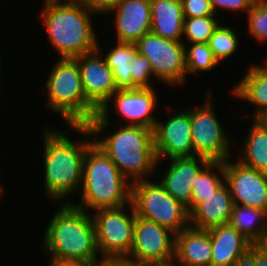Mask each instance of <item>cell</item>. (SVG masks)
Instances as JSON below:
<instances>
[{"label":"cell","mask_w":267,"mask_h":266,"mask_svg":"<svg viewBox=\"0 0 267 266\" xmlns=\"http://www.w3.org/2000/svg\"><path fill=\"white\" fill-rule=\"evenodd\" d=\"M91 215L99 257L103 261H124L133 245L136 214L132 203L119 208L99 209Z\"/></svg>","instance_id":"cell-9"},{"label":"cell","mask_w":267,"mask_h":266,"mask_svg":"<svg viewBox=\"0 0 267 266\" xmlns=\"http://www.w3.org/2000/svg\"><path fill=\"white\" fill-rule=\"evenodd\" d=\"M83 4L88 10L96 13L99 16H103L106 13L115 8L119 0H76Z\"/></svg>","instance_id":"cell-34"},{"label":"cell","mask_w":267,"mask_h":266,"mask_svg":"<svg viewBox=\"0 0 267 266\" xmlns=\"http://www.w3.org/2000/svg\"><path fill=\"white\" fill-rule=\"evenodd\" d=\"M138 53L145 56L152 67L153 77L165 86L180 87L186 83L185 45L182 41L165 39L152 32L136 42Z\"/></svg>","instance_id":"cell-11"},{"label":"cell","mask_w":267,"mask_h":266,"mask_svg":"<svg viewBox=\"0 0 267 266\" xmlns=\"http://www.w3.org/2000/svg\"><path fill=\"white\" fill-rule=\"evenodd\" d=\"M129 74L138 88H153V70L145 56L138 53L131 60Z\"/></svg>","instance_id":"cell-31"},{"label":"cell","mask_w":267,"mask_h":266,"mask_svg":"<svg viewBox=\"0 0 267 266\" xmlns=\"http://www.w3.org/2000/svg\"><path fill=\"white\" fill-rule=\"evenodd\" d=\"M45 82L46 107L70 125H87L98 110L86 99L81 72L74 58H59Z\"/></svg>","instance_id":"cell-6"},{"label":"cell","mask_w":267,"mask_h":266,"mask_svg":"<svg viewBox=\"0 0 267 266\" xmlns=\"http://www.w3.org/2000/svg\"><path fill=\"white\" fill-rule=\"evenodd\" d=\"M1 62H2V59H0V72H1V69H2V68H1V65H2ZM0 76H1V74H0Z\"/></svg>","instance_id":"cell-43"},{"label":"cell","mask_w":267,"mask_h":266,"mask_svg":"<svg viewBox=\"0 0 267 266\" xmlns=\"http://www.w3.org/2000/svg\"><path fill=\"white\" fill-rule=\"evenodd\" d=\"M39 15L48 40L60 58H77L97 49L99 39L92 22L97 14L80 2L44 0Z\"/></svg>","instance_id":"cell-3"},{"label":"cell","mask_w":267,"mask_h":266,"mask_svg":"<svg viewBox=\"0 0 267 266\" xmlns=\"http://www.w3.org/2000/svg\"><path fill=\"white\" fill-rule=\"evenodd\" d=\"M101 52L98 42L95 51L74 58L80 68L86 99L97 110L118 90L112 70Z\"/></svg>","instance_id":"cell-15"},{"label":"cell","mask_w":267,"mask_h":266,"mask_svg":"<svg viewBox=\"0 0 267 266\" xmlns=\"http://www.w3.org/2000/svg\"><path fill=\"white\" fill-rule=\"evenodd\" d=\"M131 203L137 216L164 226L175 234L190 226L187 207L158 181L147 179L132 183Z\"/></svg>","instance_id":"cell-7"},{"label":"cell","mask_w":267,"mask_h":266,"mask_svg":"<svg viewBox=\"0 0 267 266\" xmlns=\"http://www.w3.org/2000/svg\"><path fill=\"white\" fill-rule=\"evenodd\" d=\"M254 261H255V244H252L239 255L237 260L231 266H254Z\"/></svg>","instance_id":"cell-35"},{"label":"cell","mask_w":267,"mask_h":266,"mask_svg":"<svg viewBox=\"0 0 267 266\" xmlns=\"http://www.w3.org/2000/svg\"><path fill=\"white\" fill-rule=\"evenodd\" d=\"M231 160L224 161L223 167L233 204L267 211V174Z\"/></svg>","instance_id":"cell-14"},{"label":"cell","mask_w":267,"mask_h":266,"mask_svg":"<svg viewBox=\"0 0 267 266\" xmlns=\"http://www.w3.org/2000/svg\"><path fill=\"white\" fill-rule=\"evenodd\" d=\"M229 224L252 244L267 243V211L234 205Z\"/></svg>","instance_id":"cell-23"},{"label":"cell","mask_w":267,"mask_h":266,"mask_svg":"<svg viewBox=\"0 0 267 266\" xmlns=\"http://www.w3.org/2000/svg\"><path fill=\"white\" fill-rule=\"evenodd\" d=\"M142 266H176V264L172 261L169 263H156V264H145Z\"/></svg>","instance_id":"cell-39"},{"label":"cell","mask_w":267,"mask_h":266,"mask_svg":"<svg viewBox=\"0 0 267 266\" xmlns=\"http://www.w3.org/2000/svg\"><path fill=\"white\" fill-rule=\"evenodd\" d=\"M114 45L104 58L112 70L117 89H139L129 74L131 60L138 54L136 43L116 42Z\"/></svg>","instance_id":"cell-25"},{"label":"cell","mask_w":267,"mask_h":266,"mask_svg":"<svg viewBox=\"0 0 267 266\" xmlns=\"http://www.w3.org/2000/svg\"><path fill=\"white\" fill-rule=\"evenodd\" d=\"M68 128L73 129L74 133L78 132V135L80 133L84 138L80 142L71 140L66 129H63V132L50 127H44L42 134L44 189L47 198L57 204L59 201L71 203L69 197L79 192L85 154L94 143L87 125H68Z\"/></svg>","instance_id":"cell-1"},{"label":"cell","mask_w":267,"mask_h":266,"mask_svg":"<svg viewBox=\"0 0 267 266\" xmlns=\"http://www.w3.org/2000/svg\"><path fill=\"white\" fill-rule=\"evenodd\" d=\"M218 16H204V17H185L183 25V44L193 43H208L209 38L214 31L220 25V22L216 18ZM185 38L189 41L185 43Z\"/></svg>","instance_id":"cell-28"},{"label":"cell","mask_w":267,"mask_h":266,"mask_svg":"<svg viewBox=\"0 0 267 266\" xmlns=\"http://www.w3.org/2000/svg\"><path fill=\"white\" fill-rule=\"evenodd\" d=\"M156 92L154 87L117 90L87 124L91 134H104L106 128L111 126L109 110L113 102V110H116L125 122L127 121L124 125L142 126L153 130L157 121L153 112L157 109L159 100Z\"/></svg>","instance_id":"cell-8"},{"label":"cell","mask_w":267,"mask_h":266,"mask_svg":"<svg viewBox=\"0 0 267 266\" xmlns=\"http://www.w3.org/2000/svg\"><path fill=\"white\" fill-rule=\"evenodd\" d=\"M130 183L113 161L94 143L87 149L80 186L81 201L71 204L90 212L119 208L131 202Z\"/></svg>","instance_id":"cell-4"},{"label":"cell","mask_w":267,"mask_h":266,"mask_svg":"<svg viewBox=\"0 0 267 266\" xmlns=\"http://www.w3.org/2000/svg\"><path fill=\"white\" fill-rule=\"evenodd\" d=\"M3 190L4 188L2 187V184L0 183V198H1V194L4 192Z\"/></svg>","instance_id":"cell-41"},{"label":"cell","mask_w":267,"mask_h":266,"mask_svg":"<svg viewBox=\"0 0 267 266\" xmlns=\"http://www.w3.org/2000/svg\"><path fill=\"white\" fill-rule=\"evenodd\" d=\"M212 246L208 230L191 226L175 234L176 266H211Z\"/></svg>","instance_id":"cell-19"},{"label":"cell","mask_w":267,"mask_h":266,"mask_svg":"<svg viewBox=\"0 0 267 266\" xmlns=\"http://www.w3.org/2000/svg\"><path fill=\"white\" fill-rule=\"evenodd\" d=\"M233 206L230 189L224 182L189 212L190 226L200 230H209L213 227L228 224Z\"/></svg>","instance_id":"cell-18"},{"label":"cell","mask_w":267,"mask_h":266,"mask_svg":"<svg viewBox=\"0 0 267 266\" xmlns=\"http://www.w3.org/2000/svg\"><path fill=\"white\" fill-rule=\"evenodd\" d=\"M118 127V130L104 138L92 135L94 144L113 161L130 183L152 177L159 167L153 130L122 124Z\"/></svg>","instance_id":"cell-5"},{"label":"cell","mask_w":267,"mask_h":266,"mask_svg":"<svg viewBox=\"0 0 267 266\" xmlns=\"http://www.w3.org/2000/svg\"><path fill=\"white\" fill-rule=\"evenodd\" d=\"M249 127L237 161L267 174V129L254 119Z\"/></svg>","instance_id":"cell-24"},{"label":"cell","mask_w":267,"mask_h":266,"mask_svg":"<svg viewBox=\"0 0 267 266\" xmlns=\"http://www.w3.org/2000/svg\"><path fill=\"white\" fill-rule=\"evenodd\" d=\"M151 32L173 41H182L184 14L181 0H150Z\"/></svg>","instance_id":"cell-21"},{"label":"cell","mask_w":267,"mask_h":266,"mask_svg":"<svg viewBox=\"0 0 267 266\" xmlns=\"http://www.w3.org/2000/svg\"><path fill=\"white\" fill-rule=\"evenodd\" d=\"M93 266H117V261H103Z\"/></svg>","instance_id":"cell-38"},{"label":"cell","mask_w":267,"mask_h":266,"mask_svg":"<svg viewBox=\"0 0 267 266\" xmlns=\"http://www.w3.org/2000/svg\"><path fill=\"white\" fill-rule=\"evenodd\" d=\"M175 233L136 215L133 245L124 262L132 265L169 263L174 260Z\"/></svg>","instance_id":"cell-12"},{"label":"cell","mask_w":267,"mask_h":266,"mask_svg":"<svg viewBox=\"0 0 267 266\" xmlns=\"http://www.w3.org/2000/svg\"><path fill=\"white\" fill-rule=\"evenodd\" d=\"M160 185L177 201L188 207L192 201V184L197 176L212 162L201 156L169 159Z\"/></svg>","instance_id":"cell-17"},{"label":"cell","mask_w":267,"mask_h":266,"mask_svg":"<svg viewBox=\"0 0 267 266\" xmlns=\"http://www.w3.org/2000/svg\"><path fill=\"white\" fill-rule=\"evenodd\" d=\"M234 97L254 105L253 119L267 109V69L259 64H250L247 72L234 87Z\"/></svg>","instance_id":"cell-22"},{"label":"cell","mask_w":267,"mask_h":266,"mask_svg":"<svg viewBox=\"0 0 267 266\" xmlns=\"http://www.w3.org/2000/svg\"><path fill=\"white\" fill-rule=\"evenodd\" d=\"M187 75L213 70L219 62L214 58L208 43H193L185 45Z\"/></svg>","instance_id":"cell-27"},{"label":"cell","mask_w":267,"mask_h":266,"mask_svg":"<svg viewBox=\"0 0 267 266\" xmlns=\"http://www.w3.org/2000/svg\"><path fill=\"white\" fill-rule=\"evenodd\" d=\"M106 14L115 15L116 42L136 43L151 32L150 0H119Z\"/></svg>","instance_id":"cell-16"},{"label":"cell","mask_w":267,"mask_h":266,"mask_svg":"<svg viewBox=\"0 0 267 266\" xmlns=\"http://www.w3.org/2000/svg\"><path fill=\"white\" fill-rule=\"evenodd\" d=\"M216 15H220L219 11L241 12L247 13L256 0H209ZM219 13V14H218Z\"/></svg>","instance_id":"cell-33"},{"label":"cell","mask_w":267,"mask_h":266,"mask_svg":"<svg viewBox=\"0 0 267 266\" xmlns=\"http://www.w3.org/2000/svg\"><path fill=\"white\" fill-rule=\"evenodd\" d=\"M254 120L260 124L264 129H267V109L260 112Z\"/></svg>","instance_id":"cell-37"},{"label":"cell","mask_w":267,"mask_h":266,"mask_svg":"<svg viewBox=\"0 0 267 266\" xmlns=\"http://www.w3.org/2000/svg\"><path fill=\"white\" fill-rule=\"evenodd\" d=\"M225 182L223 162H211L192 184V201L187 207L190 212Z\"/></svg>","instance_id":"cell-26"},{"label":"cell","mask_w":267,"mask_h":266,"mask_svg":"<svg viewBox=\"0 0 267 266\" xmlns=\"http://www.w3.org/2000/svg\"><path fill=\"white\" fill-rule=\"evenodd\" d=\"M206 94L202 106L191 108V139L194 156H201L212 162H224L232 158L233 143L214 111L213 94L211 92Z\"/></svg>","instance_id":"cell-10"},{"label":"cell","mask_w":267,"mask_h":266,"mask_svg":"<svg viewBox=\"0 0 267 266\" xmlns=\"http://www.w3.org/2000/svg\"><path fill=\"white\" fill-rule=\"evenodd\" d=\"M247 14L248 32L258 43L267 42V0H256Z\"/></svg>","instance_id":"cell-30"},{"label":"cell","mask_w":267,"mask_h":266,"mask_svg":"<svg viewBox=\"0 0 267 266\" xmlns=\"http://www.w3.org/2000/svg\"><path fill=\"white\" fill-rule=\"evenodd\" d=\"M45 229L41 242L48 255V266H91L103 262L98 258L91 213L71 203H60Z\"/></svg>","instance_id":"cell-2"},{"label":"cell","mask_w":267,"mask_h":266,"mask_svg":"<svg viewBox=\"0 0 267 266\" xmlns=\"http://www.w3.org/2000/svg\"><path fill=\"white\" fill-rule=\"evenodd\" d=\"M264 61H266V62L264 64H262V66L267 69V57H266V59H264Z\"/></svg>","instance_id":"cell-42"},{"label":"cell","mask_w":267,"mask_h":266,"mask_svg":"<svg viewBox=\"0 0 267 266\" xmlns=\"http://www.w3.org/2000/svg\"><path fill=\"white\" fill-rule=\"evenodd\" d=\"M153 135L155 153L160 164L164 158L194 157L191 139V109L170 114L165 122L158 119Z\"/></svg>","instance_id":"cell-13"},{"label":"cell","mask_w":267,"mask_h":266,"mask_svg":"<svg viewBox=\"0 0 267 266\" xmlns=\"http://www.w3.org/2000/svg\"><path fill=\"white\" fill-rule=\"evenodd\" d=\"M184 17L216 16L209 0H181Z\"/></svg>","instance_id":"cell-32"},{"label":"cell","mask_w":267,"mask_h":266,"mask_svg":"<svg viewBox=\"0 0 267 266\" xmlns=\"http://www.w3.org/2000/svg\"><path fill=\"white\" fill-rule=\"evenodd\" d=\"M212 246L211 266H231L252 243L229 223L208 230Z\"/></svg>","instance_id":"cell-20"},{"label":"cell","mask_w":267,"mask_h":266,"mask_svg":"<svg viewBox=\"0 0 267 266\" xmlns=\"http://www.w3.org/2000/svg\"><path fill=\"white\" fill-rule=\"evenodd\" d=\"M117 266H139V265H132L124 261H117Z\"/></svg>","instance_id":"cell-40"},{"label":"cell","mask_w":267,"mask_h":266,"mask_svg":"<svg viewBox=\"0 0 267 266\" xmlns=\"http://www.w3.org/2000/svg\"><path fill=\"white\" fill-rule=\"evenodd\" d=\"M254 266H267V243L255 244Z\"/></svg>","instance_id":"cell-36"},{"label":"cell","mask_w":267,"mask_h":266,"mask_svg":"<svg viewBox=\"0 0 267 266\" xmlns=\"http://www.w3.org/2000/svg\"><path fill=\"white\" fill-rule=\"evenodd\" d=\"M236 33L231 27L220 24L209 38L208 46L219 64L237 52L240 42Z\"/></svg>","instance_id":"cell-29"}]
</instances>
